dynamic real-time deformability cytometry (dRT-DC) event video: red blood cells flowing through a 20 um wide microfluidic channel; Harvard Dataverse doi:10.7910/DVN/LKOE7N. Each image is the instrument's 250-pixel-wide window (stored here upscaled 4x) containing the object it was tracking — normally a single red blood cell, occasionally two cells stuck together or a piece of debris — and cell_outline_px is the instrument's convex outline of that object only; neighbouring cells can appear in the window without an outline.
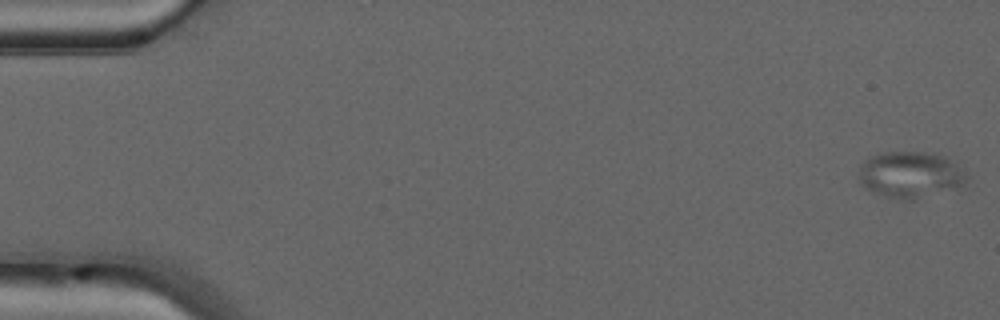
{"species": "common noctule bat (a hibernating species)", "species_latin": "Nyctalus noctula", "temperature_condition": "warm", "stored_images_in_passage": 49, "camera_frame_rate_fps": 3000, "um_per_image_px": 0.085, "animal": {"sex": "male", "forearm_length_mm": 52.5}, "frame": {"image": 1, "passage_image": 1, "time_ms": 0.0, "image_size_px": [1000, 320], "cell_outline_px": [[968, 176], [964, 184], [916, 200], [900, 200], [884, 196], [864, 188], [860, 184], [860, 164], [864, 160], [872, 156], [884, 152], [924, 152], [944, 156], [956, 164]], "centroid_in_image_um": [77.34, 14.86], "position_along_channel_um": 7.7, "area_um2": 28.96}}
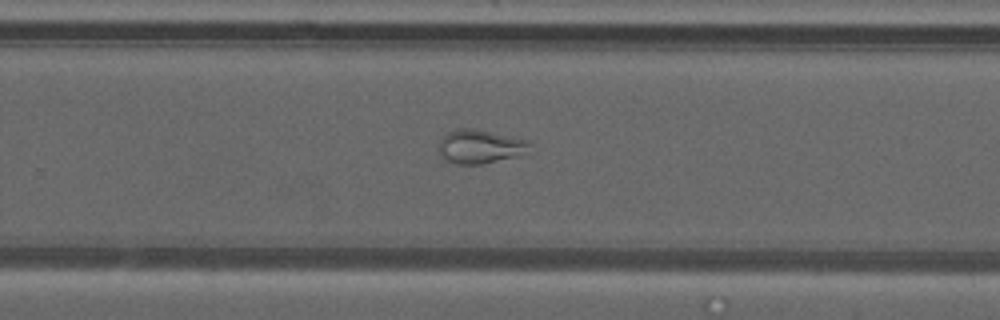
{"frame": {"image": 2, "passage_image": 32, "time_ms": 10.333, "image_size_px": [1000, 320], "cell_outline_px": [[532, 144], [520, 156], [484, 164], [456, 164], [440, 156], [440, 140], [448, 132], [460, 128], [472, 128], [492, 132], [528, 140]], "centroid_in_image_um": [40.82, 12.46], "position_along_channel_um": 289.0, "area_um2": 17.8}}
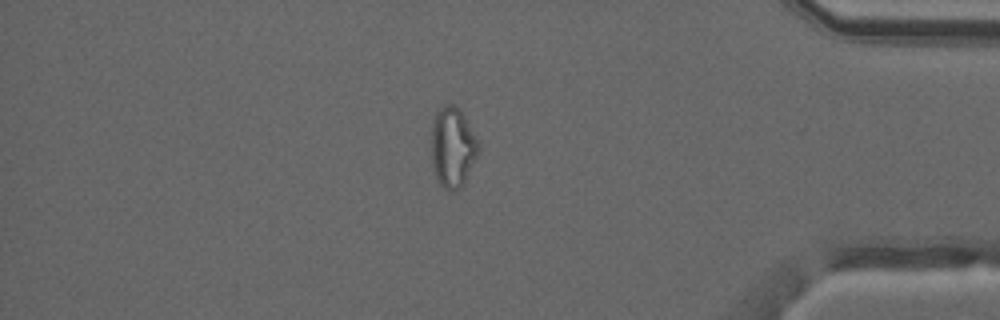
{"frame": {"image": 3, "passage_image": 42, "time_ms": 13.667, "image_size_px": [1000, 320], "cell_outline_px": [[480, 152], [464, 184], [460, 188], [444, 188], [440, 184], [436, 176], [432, 164], [432, 120], [436, 112], [444, 104], [456, 104], [460, 108], [480, 144]], "centroid_in_image_um": [38.5, 12.47], "position_along_channel_um": 396.7, "area_um2": 22.14}, "authors_computed_cell_mechanics": {"area_um2": 23.5246, "velocity_mm_per_s": 4.1823, "shape_relaxation_time_tau1_ms": null, "shape_relaxation_time_tau2_ms": 1.309, "deformation_change_tau1": null, "deformation_change_tau2": 0.07}}